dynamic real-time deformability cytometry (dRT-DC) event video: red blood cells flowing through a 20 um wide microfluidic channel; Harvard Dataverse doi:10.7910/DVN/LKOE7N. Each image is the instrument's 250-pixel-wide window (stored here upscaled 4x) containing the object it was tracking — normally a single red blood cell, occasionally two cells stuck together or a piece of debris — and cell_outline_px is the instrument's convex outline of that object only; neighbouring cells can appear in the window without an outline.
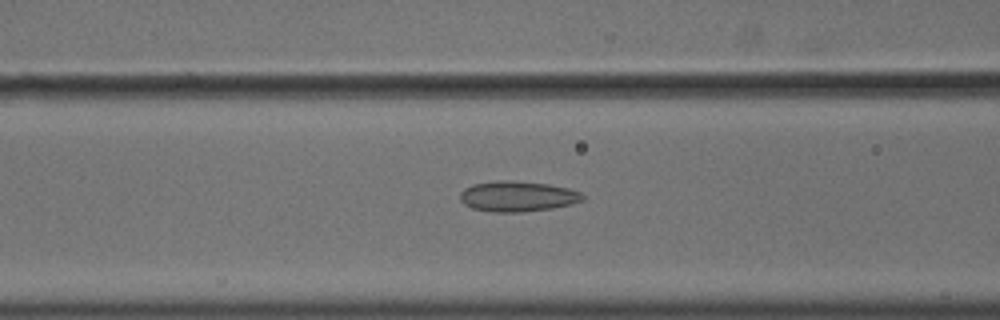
{"species": "common noctule bat (a hibernating species)", "species_latin": "Nyctalus noctula", "temperature_condition": "cold", "stored_images_in_passage": 56, "camera_frame_rate_fps": 3000, "um_per_image_px": 0.085, "animal": {"sex": "male", "body_mass_g": 18.8}, "frame": {"image": 1, "passage_image": 23, "time_ms": 7.333, "image_size_px": [1000, 320], "cell_outline_px": [[584, 200], [572, 204], [552, 208], [520, 212], [488, 212], [472, 208], [464, 204], [460, 200], [460, 192], [464, 188], [472, 184], [496, 180], [512, 180], [548, 184], [568, 188], [580, 192], [584, 196]], "centroid_in_image_um": [43.96, 16.68], "position_along_channel_um": 122.6, "area_um2": 21.96}}
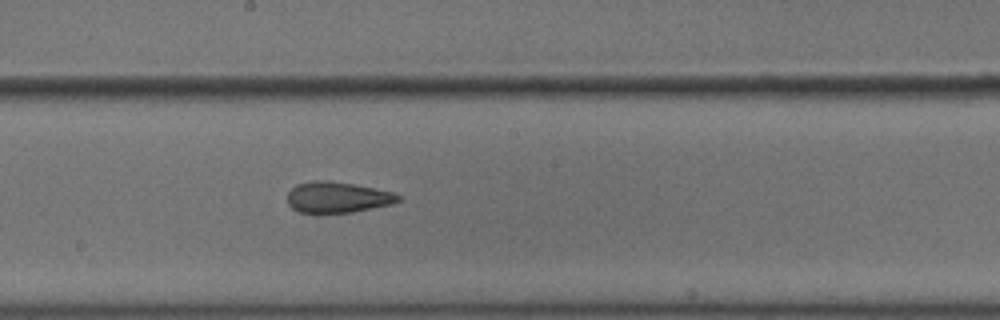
{"frame": {"image": 2, "passage_image": 31, "time_ms": 10.0, "image_size_px": [1000, 320], "cell_outline_px": [[400, 200], [392, 204], [352, 212], [300, 212], [292, 208], [288, 204], [288, 192], [296, 184], [312, 180], [328, 180], [376, 188], [396, 192], [400, 196]], "centroid_in_image_um": [28.7, 16.75], "position_along_channel_um": 219.5, "area_um2": 19.94}}
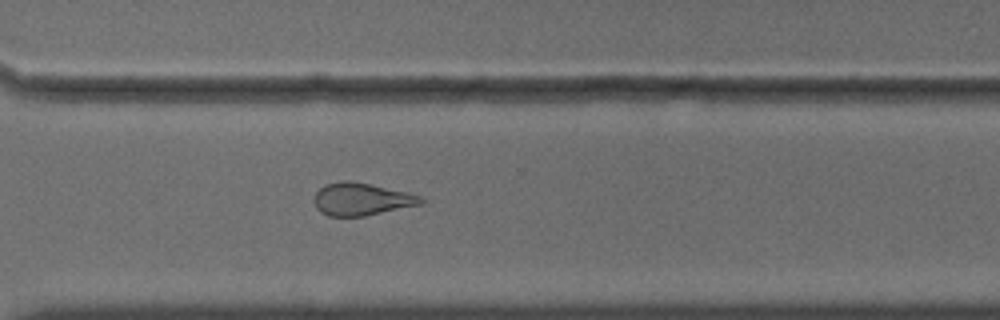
{"frame": {"image": 3, "passage_image": 41, "time_ms": 13.333, "image_size_px": [1000, 320], "cell_outline_px": [[424, 204], [364, 216], [328, 216], [320, 212], [316, 208], [312, 200], [316, 192], [324, 184], [344, 180], [348, 180], [408, 192], [424, 196]], "centroid_in_image_um": [30.73, 16.93], "position_along_channel_um": 339.9, "area_um2": 20.46}, "authors_computed_cell_mechanics": {"area_um2": 22.3108, "velocity_mm_per_s": 3.6219, "shape_relaxation_time_tau1_ms": 7.2725, "shape_relaxation_time_tau2_ms": 3.4033, "deformation_change_tau1": 0.1254, "deformation_change_tau2": 0.1052}}